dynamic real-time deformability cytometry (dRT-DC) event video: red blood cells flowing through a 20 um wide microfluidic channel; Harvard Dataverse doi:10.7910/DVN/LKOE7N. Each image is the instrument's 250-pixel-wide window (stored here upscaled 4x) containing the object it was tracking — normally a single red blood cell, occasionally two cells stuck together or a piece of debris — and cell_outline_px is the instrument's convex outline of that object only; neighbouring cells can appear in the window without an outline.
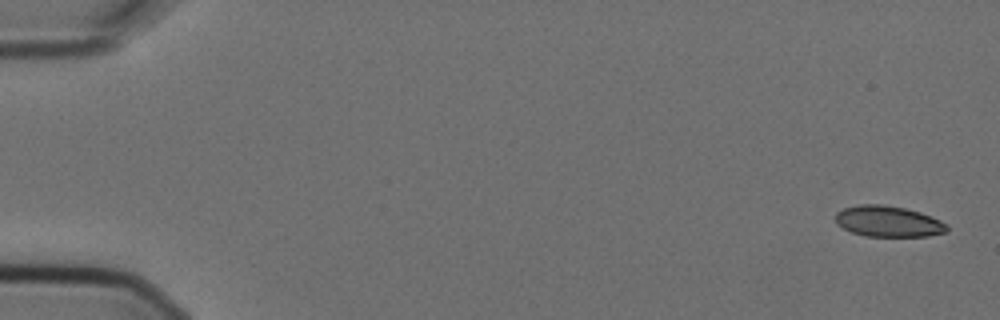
{"species": "Egyptian fruit bat (a non-hibernating species)", "species_latin": "Rousettus aegyptiacus", "temperature_condition": "cold", "stored_images_in_passage": 3, "camera_frame_rate_fps": 3000, "um_per_image_px": 0.085, "animal": {"sex": "female"}, "frame": {"image": 1, "passage_image": 1, "time_ms": 0.0, "image_size_px": [1000, 320], "cell_outline_px": [[948, 232], [928, 236], [864, 236], [852, 232], [836, 224], [836, 212], [844, 208], [860, 204], [880, 204], [904, 208], [920, 212], [940, 220], [948, 224]], "centroid_in_image_um": [75.51, 18.82], "position_along_channel_um": 9.5, "area_um2": 20.11}}